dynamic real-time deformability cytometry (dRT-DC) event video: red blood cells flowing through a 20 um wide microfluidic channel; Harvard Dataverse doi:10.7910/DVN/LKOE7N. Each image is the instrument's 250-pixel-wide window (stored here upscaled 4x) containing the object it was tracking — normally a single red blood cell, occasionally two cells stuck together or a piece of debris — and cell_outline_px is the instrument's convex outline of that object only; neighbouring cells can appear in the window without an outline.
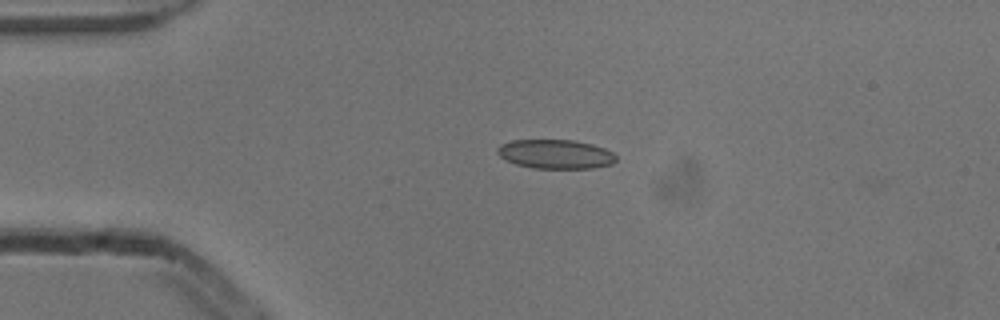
{"species": "common noctule bat (a hibernating species)", "species_latin": "Nyctalus noctula", "temperature_condition": "cold", "stored_images_in_passage": 8, "camera_frame_rate_fps": 3000, "um_per_image_px": 0.085, "animal": {"sex": "male", "body_mass_g": 13.3}, "frame": {"image": 1, "passage_image": 3, "time_ms": 0.667, "image_size_px": [1000, 320], "cell_outline_px": [[616, 160], [612, 164], [592, 168], [532, 168], [516, 164], [500, 156], [496, 152], [496, 148], [500, 144], [512, 140], [572, 140], [592, 144], [604, 148], [612, 152], [616, 156]], "centroid_in_image_um": [47.21, 13.09], "position_along_channel_um": 37.8, "area_um2": 20.11}}
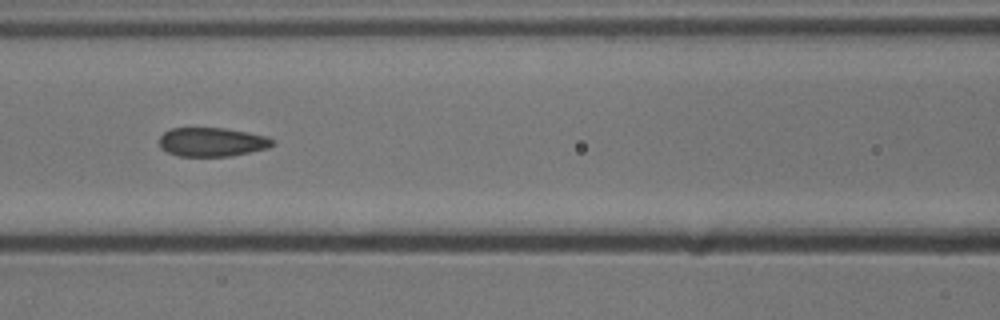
{"frame": {"image": 2, "passage_image": 6, "time_ms": 1.667, "image_size_px": [1000, 320], "cell_outline_px": [[276, 144], [268, 148], [232, 156], [180, 156], [168, 152], [160, 148], [160, 136], [164, 132], [172, 128], [224, 128], [248, 132], [268, 136], [276, 140]], "centroid_in_image_um": [18.08, 12.07], "position_along_channel_um": 148.5, "area_um2": 19.25}}
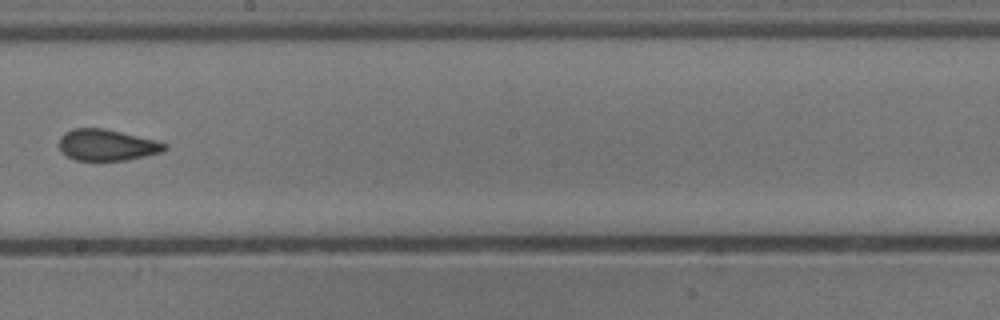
{"frame": {"image": 3, "passage_image": 8, "time_ms": 2.333, "image_size_px": [1000, 320], "cell_outline_px": [[168, 148], [160, 152], [128, 160], [76, 160], [68, 156], [60, 148], [60, 136], [64, 132], [72, 128], [104, 128], [156, 140], [168, 144]], "centroid_in_image_um": [9.1, 12.31], "position_along_channel_um": 239.1, "area_um2": 19.13}}